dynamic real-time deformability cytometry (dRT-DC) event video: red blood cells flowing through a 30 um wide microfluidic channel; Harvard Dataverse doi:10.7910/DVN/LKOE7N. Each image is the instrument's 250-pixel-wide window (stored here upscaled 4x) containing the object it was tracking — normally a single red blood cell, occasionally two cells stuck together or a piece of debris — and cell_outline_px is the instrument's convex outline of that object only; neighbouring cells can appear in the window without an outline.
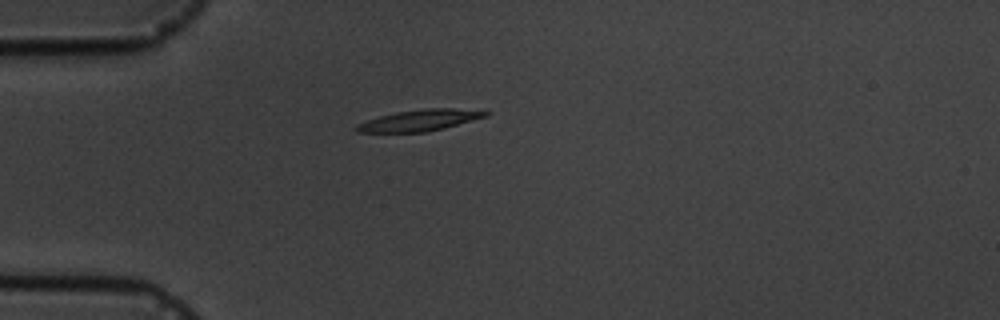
{"species": "common noctule bat (a hibernating species)", "species_latin": "Nyctalus noctula", "temperature_condition": "cold", "stored_images_in_passage": 1, "camera_frame_rate_fps": 3000, "um_per_image_px": 0.085, "animal": {"sex": "male", "body_mass_g": 19.5, "forearm_length_mm": 54.6}, "frame": {"image": 1, "passage_image": 1, "time_ms": 0.0, "image_size_px": [1000, 320], "cell_outline_px": [[488, 116], [444, 128], [424, 132], [356, 132], [352, 128], [356, 124], [380, 116], [396, 112], [424, 108], [452, 108], [488, 112]], "centroid_in_image_um": [35.61, 10.23], "position_along_channel_um": 49.4, "area_um2": 15.84}}